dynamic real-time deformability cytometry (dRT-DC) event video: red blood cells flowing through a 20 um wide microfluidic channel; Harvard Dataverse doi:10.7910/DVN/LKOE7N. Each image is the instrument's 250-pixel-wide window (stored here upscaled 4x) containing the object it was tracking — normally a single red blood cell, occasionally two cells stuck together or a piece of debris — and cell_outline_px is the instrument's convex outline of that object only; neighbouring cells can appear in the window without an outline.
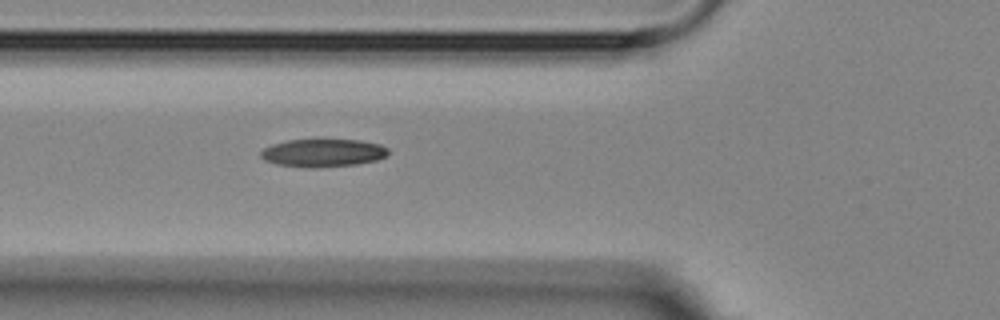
{"species": "Egyptian fruit bat (a non-hibernating species)", "species_latin": "Rousettus aegyptiacus", "temperature_condition": "room temperature", "stored_images_in_passage": 5, "camera_frame_rate_fps": 3000, "um_per_image_px": 0.085, "animal": {"sex": "female"}, "frame": {"image": 1, "passage_image": 5, "time_ms": 5.667, "image_size_px": [1000, 320], "cell_outline_px": [[388, 152], [384, 156], [376, 160], [356, 164], [276, 164], [264, 160], [260, 156], [260, 152], [264, 148], [272, 144], [288, 140], [360, 140], [380, 144], [388, 148]], "centroid_in_image_um": [27.47, 12.93], "position_along_channel_um": 98.3, "area_um2": 19.42}}